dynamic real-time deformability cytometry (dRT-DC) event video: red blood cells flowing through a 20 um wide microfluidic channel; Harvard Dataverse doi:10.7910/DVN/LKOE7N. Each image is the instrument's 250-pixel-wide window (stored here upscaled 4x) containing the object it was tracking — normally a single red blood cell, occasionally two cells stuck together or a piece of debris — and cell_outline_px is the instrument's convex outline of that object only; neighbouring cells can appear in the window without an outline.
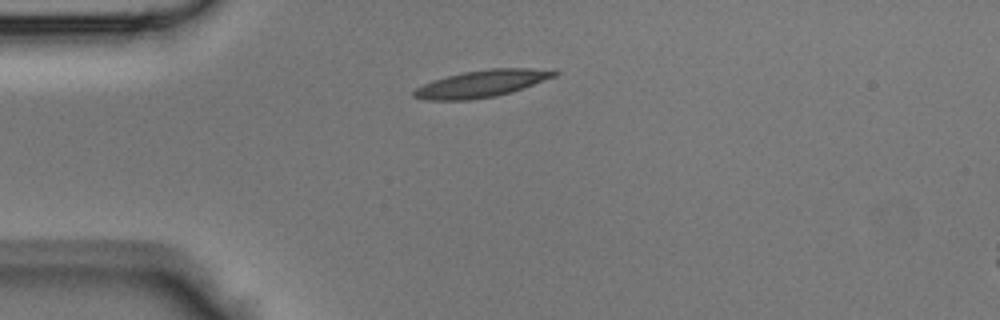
{"species": "Egyptian fruit bat (a non-hibernating species)", "species_latin": "Rousettus aegyptiacus", "temperature_condition": "room temperature", "stored_images_in_passage": 34, "camera_frame_rate_fps": 3000, "um_per_image_px": 0.085, "animal": {"sex": "male"}, "frame": {"image": 1, "passage_image": 1, "time_ms": 0.0, "image_size_px": [1000, 320], "cell_outline_px": [[560, 72], [556, 76], [512, 92], [496, 96], [468, 100], [428, 100], [412, 96], [412, 92], [416, 88], [432, 80], [464, 72], [492, 68], [528, 68]], "centroid_in_image_um": [40.91, 7.12], "position_along_channel_um": 44.1, "area_um2": 21.85}}
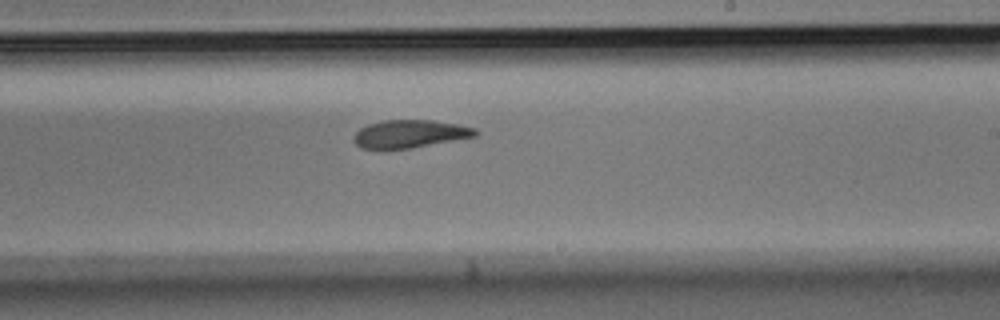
{"frame": {"image": 2, "passage_image": 16, "time_ms": 5.0, "image_size_px": [1000, 320], "cell_outline_px": [[480, 132], [476, 136], [408, 148], [360, 148], [352, 140], [352, 136], [360, 128], [368, 124], [384, 120], [432, 120], [456, 124], [476, 128]], "centroid_in_image_um": [34.82, 11.36], "position_along_channel_um": 254.2, "area_um2": 19.54}}
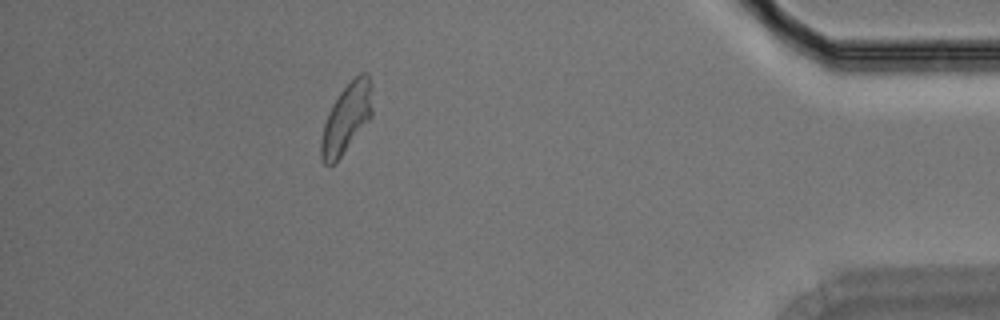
{"frame": {"image": 3, "passage_image": 29, "time_ms": 9.333, "image_size_px": [1000, 320], "cell_outline_px": [[372, 116], [340, 156], [332, 164], [324, 164], [320, 160], [320, 140], [324, 124], [332, 104], [340, 92], [360, 72], [368, 72], [372, 84]], "centroid_in_image_um": [29.45, 10.01], "position_along_channel_um": 405.7, "area_um2": 20.52}}